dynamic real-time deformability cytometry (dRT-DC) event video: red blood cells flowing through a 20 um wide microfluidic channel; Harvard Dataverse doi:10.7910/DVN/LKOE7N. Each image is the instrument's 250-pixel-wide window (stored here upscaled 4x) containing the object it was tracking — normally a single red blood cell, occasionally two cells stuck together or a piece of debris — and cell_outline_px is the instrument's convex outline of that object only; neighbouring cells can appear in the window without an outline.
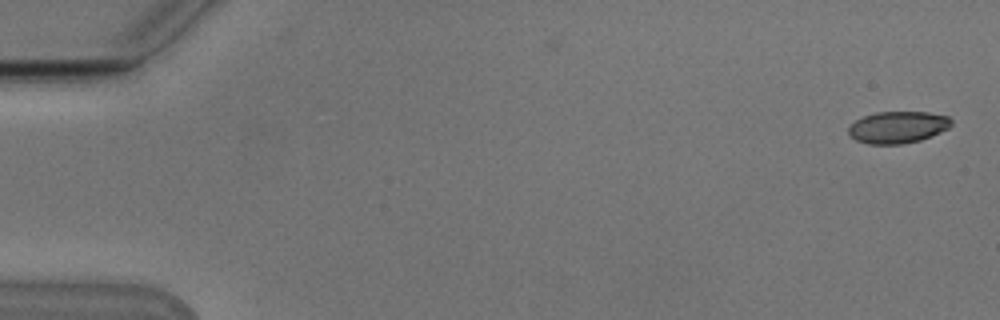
{"species": "Egyptian fruit bat (a non-hibernating species)", "species_latin": "Rousettus aegyptiacus", "temperature_condition": "cold", "stored_images_in_passage": 54, "camera_frame_rate_fps": 3000, "um_per_image_px": 0.085, "animal": {"sex": "male"}, "frame": {"image": 1, "passage_image": 1, "time_ms": 0.0, "image_size_px": [1000, 320], "cell_outline_px": [[952, 124], [948, 128], [940, 132], [920, 140], [900, 144], [868, 144], [856, 140], [848, 136], [848, 128], [856, 120], [864, 116], [876, 112], [928, 112], [948, 116], [952, 120]], "centroid_in_image_um": [76.29, 10.81], "position_along_channel_um": 8.7, "area_um2": 19.07}}
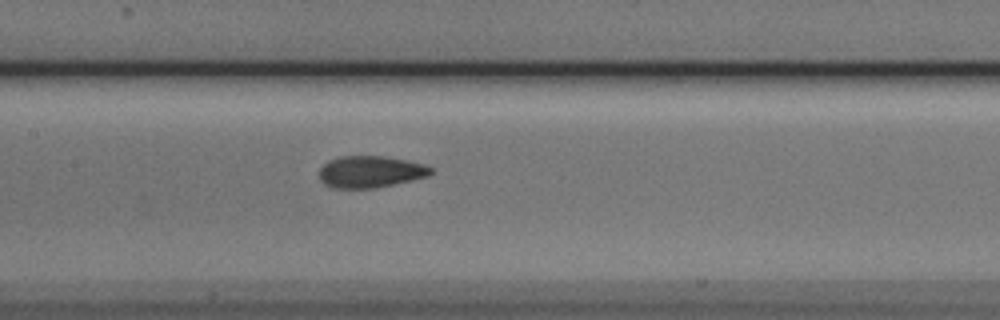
{"frame": {"image": 2, "passage_image": 26, "time_ms": 8.333, "image_size_px": [1000, 320], "cell_outline_px": [[432, 172], [428, 176], [412, 180], [376, 188], [332, 188], [324, 184], [320, 180], [320, 168], [328, 160], [340, 156], [384, 156], [408, 160], [424, 164], [432, 168]], "centroid_in_image_um": [31.48, 14.6], "position_along_channel_um": 175.9, "area_um2": 20.75}}
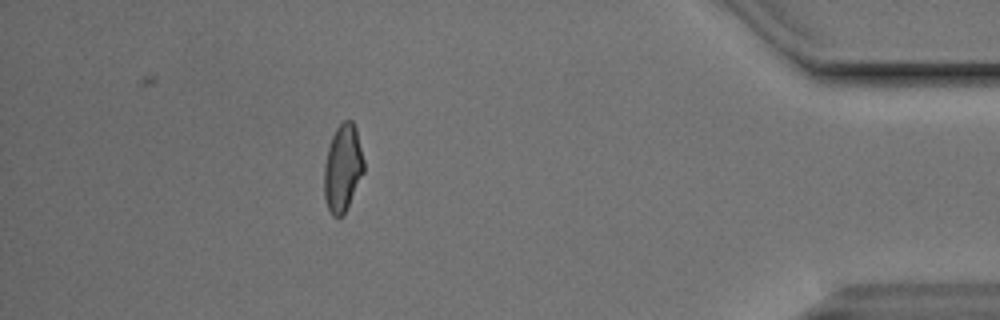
{"frame": {"image": 3, "passage_image": 48, "time_ms": 15.667, "image_size_px": [1000, 320], "cell_outline_px": [[364, 172], [344, 212], [340, 216], [332, 216], [328, 208], [324, 196], [324, 164], [328, 148], [332, 136], [336, 128], [344, 120], [352, 120], [356, 128], [364, 160]], "centroid_in_image_um": [29.12, 14.25], "position_along_channel_um": 406.1, "area_um2": 19.94}, "authors_computed_cell_mechanics": {"area_um2": 20.2878, "velocity_mm_per_s": 3.7838, "shape_relaxation_time_tau1_ms": 4.3997, "shape_relaxation_time_tau2_ms": 1.236, "deformation_change_tau1": 0.1379, "deformation_change_tau2": 0.0529}}